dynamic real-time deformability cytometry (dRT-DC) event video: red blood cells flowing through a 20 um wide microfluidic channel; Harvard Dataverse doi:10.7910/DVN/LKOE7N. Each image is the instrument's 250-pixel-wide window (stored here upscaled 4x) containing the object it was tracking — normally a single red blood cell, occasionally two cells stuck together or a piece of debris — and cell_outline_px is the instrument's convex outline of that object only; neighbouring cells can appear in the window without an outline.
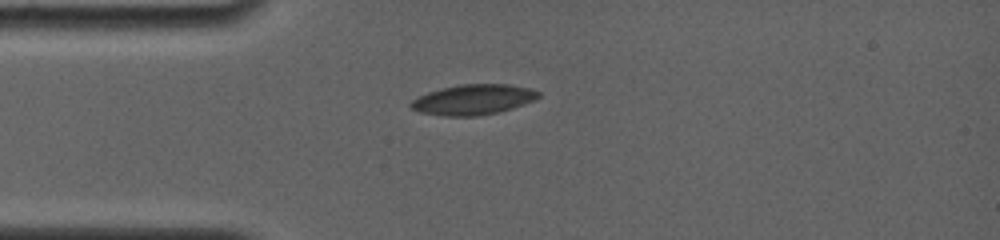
{"species": "common noctule bat (a hibernating species)", "species_latin": "Nyctalus noctula", "temperature_condition": "room temperature", "stored_images_in_passage": 5, "camera_frame_rate_fps": 4000, "um_per_image_px": 0.085, "animal": {"sex": "female", "body_mass_g": 19.0, "forearm_length_mm": 56.7}, "frame": {"image": 1, "passage_image": 1, "time_ms": 0.0, "image_size_px": [1000, 240], "cell_outline_px": [[540, 96], [536, 100], [500, 112], [476, 116], [444, 116], [420, 112], [408, 108], [408, 104], [412, 100], [428, 92], [440, 88], [460, 84], [508, 84], [528, 88], [540, 92]], "centroid_in_image_um": [40.21, 8.47], "position_along_channel_um": 44.8, "area_um2": 22.66}}
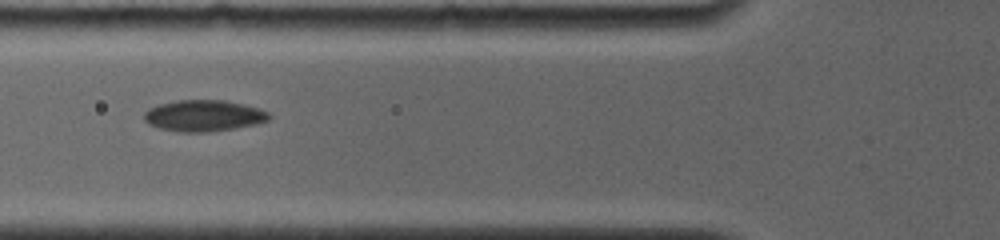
{"frame": {"image": 2, "passage_image": 3, "time_ms": 2.0, "image_size_px": [1000, 240], "cell_outline_px": [[272, 116], [268, 120], [256, 124], [236, 128], [208, 132], [180, 132], [160, 128], [148, 124], [144, 120], [144, 112], [148, 108], [156, 104], [176, 100], [224, 100], [256, 108], [268, 112]], "centroid_in_image_um": [17.26, 9.83], "position_along_channel_um": 108.5, "area_um2": 22.83}}
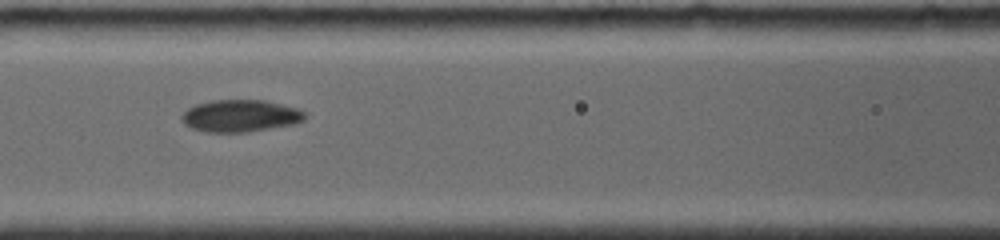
{"frame": {"image": 3, "passage_image": 4, "time_ms": 3.0, "image_size_px": [1000, 240], "cell_outline_px": [[304, 120], [296, 124], [248, 132], [204, 132], [192, 128], [184, 124], [180, 116], [188, 108], [196, 104], [212, 100], [264, 100], [296, 108], [304, 112]], "centroid_in_image_um": [20.4, 9.85], "position_along_channel_um": 146.2, "area_um2": 23.06}}